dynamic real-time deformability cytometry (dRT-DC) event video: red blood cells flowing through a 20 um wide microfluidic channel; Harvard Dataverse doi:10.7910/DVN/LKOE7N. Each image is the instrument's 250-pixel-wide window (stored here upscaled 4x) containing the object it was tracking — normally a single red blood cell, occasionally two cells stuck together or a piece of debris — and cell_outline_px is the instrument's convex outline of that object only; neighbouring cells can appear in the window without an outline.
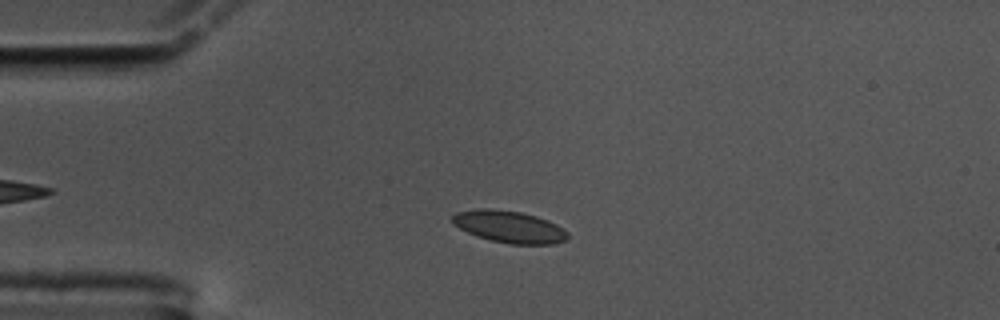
{"species": "common noctule bat (a hibernating species)", "species_latin": "Nyctalus noctula", "temperature_condition": "cold", "stored_images_in_passage": 48, "camera_frame_rate_fps": 3000, "um_per_image_px": 0.085, "animal": {"sex": "male", "body_mass_g": 17.5, "forearm_length_mm": 52.3}, "frame": {"image": 1, "passage_image": 11, "time_ms": 3.333, "image_size_px": [1000, 320], "cell_outline_px": [[568, 240], [556, 244], [508, 244], [476, 236], [452, 224], [452, 216], [456, 212], [480, 208], [492, 208], [520, 212], [536, 216], [548, 220], [556, 224], [568, 232]], "centroid_in_image_um": [43.3, 19.27], "position_along_channel_um": 41.7, "area_um2": 21.62}}
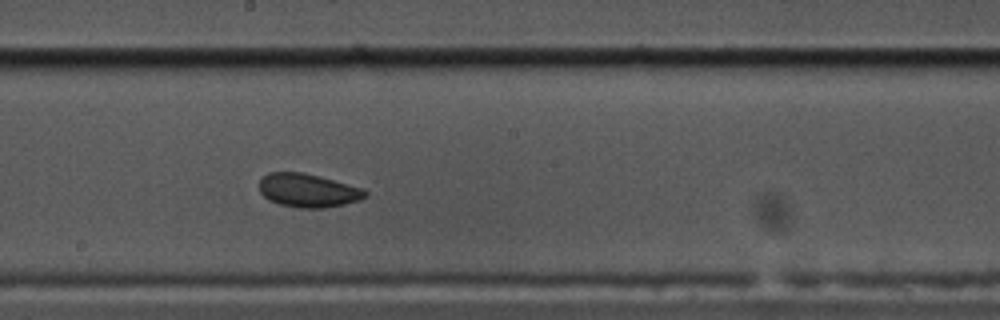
{"frame": {"image": 2, "passage_image": 29, "time_ms": 9.333, "image_size_px": [1000, 320], "cell_outline_px": [[368, 196], [360, 200], [344, 204], [324, 208], [300, 208], [280, 204], [268, 200], [260, 192], [260, 180], [268, 172], [304, 172], [364, 188], [368, 192]], "centroid_in_image_um": [26.21, 16.19], "position_along_channel_um": 222.0, "area_um2": 20.81}}
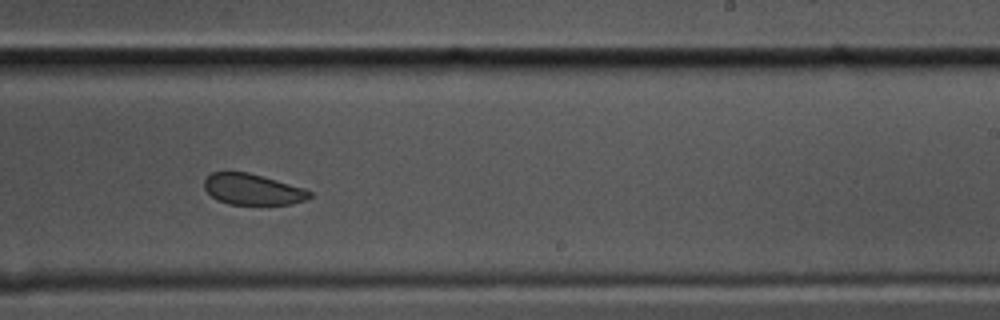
{"frame": {"image": 3, "passage_image": 33, "time_ms": 10.667, "image_size_px": [1000, 320], "cell_outline_px": [[312, 196], [304, 200], [292, 204], [228, 204], [216, 200], [204, 188], [204, 180], [212, 172], [248, 172], [304, 188], [312, 192]], "centroid_in_image_um": [21.46, 16.1], "position_along_channel_um": 267.5, "area_um2": 18.9}, "authors_computed_cell_mechanics": {"area_um2": 20.808, "velocity_mm_per_s": 3.4094, "shape_relaxation_time_tau1_ms": 2.145, "shape_relaxation_time_tau2_ms": 1.8861, "deformation_change_tau1": 0.0508, "deformation_change_tau2": 0.0535}}